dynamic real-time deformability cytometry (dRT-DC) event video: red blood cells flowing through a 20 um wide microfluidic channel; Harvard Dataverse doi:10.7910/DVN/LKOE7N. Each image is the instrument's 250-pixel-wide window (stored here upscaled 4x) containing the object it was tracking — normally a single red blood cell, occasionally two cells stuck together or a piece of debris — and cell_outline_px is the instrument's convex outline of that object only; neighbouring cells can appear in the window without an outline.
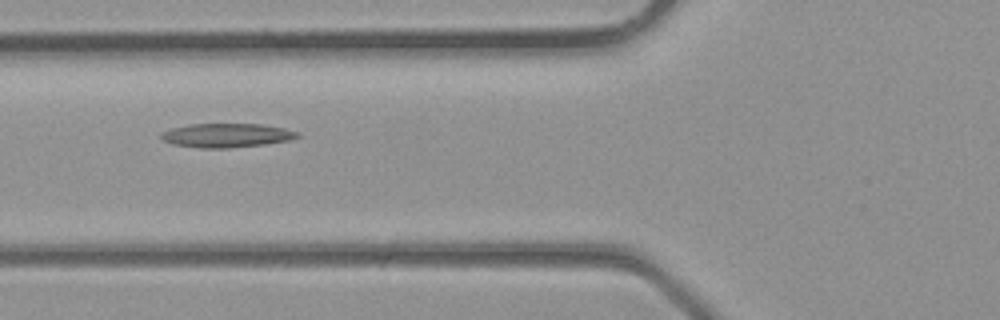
{"species": "common noctule bat (a hibernating species)", "species_latin": "Nyctalus noctula", "temperature_condition": "room temperature", "stored_images_in_passage": 2, "camera_frame_rate_fps": 3000, "um_per_image_px": 0.085, "animal": {"sex": "male", "body_mass_g": 23.1, "forearm_length_mm": 52.7}, "frame": {"image": 1, "passage_image": 2, "time_ms": 0.333, "image_size_px": [1000, 320], "cell_outline_px": [[300, 136], [288, 140], [264, 144], [228, 148], [204, 148], [172, 144], [164, 140], [160, 136], [160, 132], [172, 128], [188, 124], [260, 124], [284, 128], [300, 132]], "centroid_in_image_um": [19.25, 11.5], "position_along_channel_um": 106.6, "area_um2": 18.96}}